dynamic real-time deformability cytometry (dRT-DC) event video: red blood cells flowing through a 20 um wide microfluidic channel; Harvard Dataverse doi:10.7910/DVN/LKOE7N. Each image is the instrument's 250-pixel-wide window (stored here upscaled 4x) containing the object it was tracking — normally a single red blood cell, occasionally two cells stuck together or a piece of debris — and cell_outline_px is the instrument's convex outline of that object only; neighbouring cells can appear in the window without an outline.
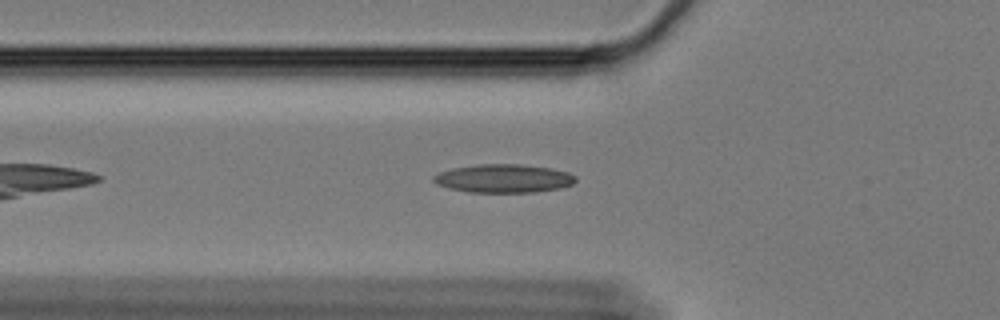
{"species": "Egyptian fruit bat (a non-hibernating species)", "species_latin": "Rousettus aegyptiacus", "temperature_condition": "cold", "stored_images_in_passage": 43, "camera_frame_rate_fps": 3000, "um_per_image_px": 0.085, "animal": {"sex": "female"}, "frame": {"image": 1, "passage_image": 8, "time_ms": 2.333, "image_size_px": [1000, 320], "cell_outline_px": [[576, 180], [572, 184], [560, 188], [536, 192], [468, 192], [448, 188], [436, 184], [432, 180], [432, 176], [440, 172], [452, 168], [476, 164], [520, 164], [552, 168], [568, 172], [576, 176]], "centroid_in_image_um": [42.79, 15.16], "position_along_channel_um": 83.0, "area_um2": 23.7}}
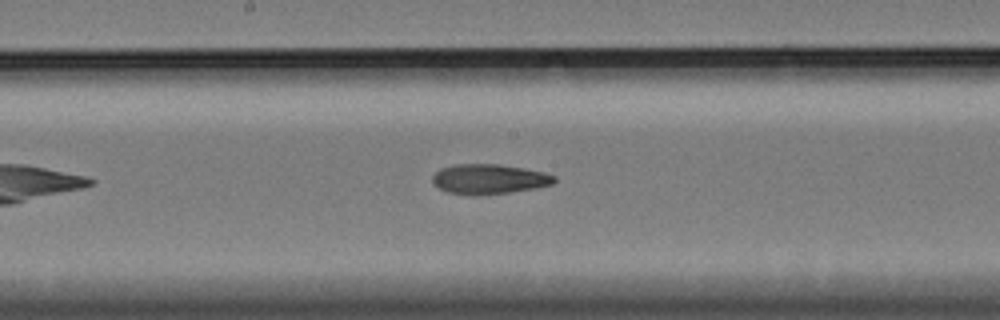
{"frame": {"image": 2, "passage_image": 19, "time_ms": 6.0, "image_size_px": [1000, 320], "cell_outline_px": [[556, 180], [552, 184], [536, 188], [508, 192], [448, 192], [432, 184], [432, 176], [440, 168], [452, 164], [500, 164], [524, 168], [544, 172], [556, 176]], "centroid_in_image_um": [41.59, 15.16], "position_along_channel_um": 206.6, "area_um2": 20.52}}
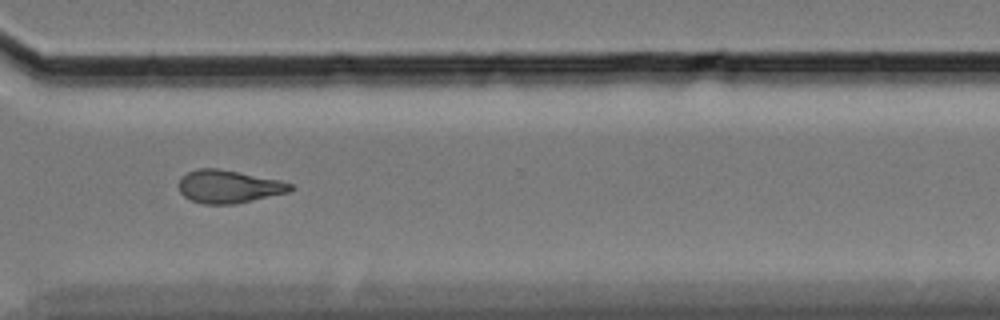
{"frame": {"image": 3, "passage_image": 32, "time_ms": 10.333, "image_size_px": [1000, 320], "cell_outline_px": [[292, 188], [288, 192], [236, 204], [204, 204], [192, 200], [184, 196], [180, 192], [180, 180], [188, 172], [200, 168], [216, 168], [280, 180], [292, 184]], "centroid_in_image_um": [19.44, 15.86], "position_along_channel_um": 351.2, "area_um2": 21.04}}